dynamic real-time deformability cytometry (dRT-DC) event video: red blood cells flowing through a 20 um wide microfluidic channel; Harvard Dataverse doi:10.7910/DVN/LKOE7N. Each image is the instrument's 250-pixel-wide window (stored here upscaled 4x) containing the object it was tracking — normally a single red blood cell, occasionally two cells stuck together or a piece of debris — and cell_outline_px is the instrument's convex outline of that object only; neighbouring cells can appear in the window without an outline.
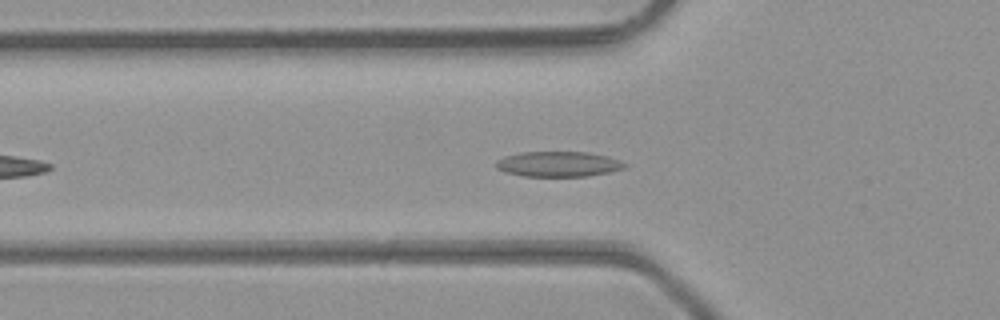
{"species": "common noctule bat (a hibernating species)", "species_latin": "Nyctalus noctula", "temperature_condition": "room temperature", "stored_images_in_passage": 31, "camera_frame_rate_fps": 3000, "um_per_image_px": 0.085, "animal": {"sex": "male", "body_mass_g": 23.1, "forearm_length_mm": 52.7}, "frame": {"image": 1, "passage_image": 3, "time_ms": 0.667, "image_size_px": [1000, 320], "cell_outline_px": [[628, 164], [624, 168], [608, 172], [588, 176], [524, 176], [504, 172], [496, 168], [496, 160], [504, 156], [520, 152], [588, 152], [608, 156], [620, 160]], "centroid_in_image_um": [47.45, 13.94], "position_along_channel_um": 78.4, "area_um2": 19.02}}
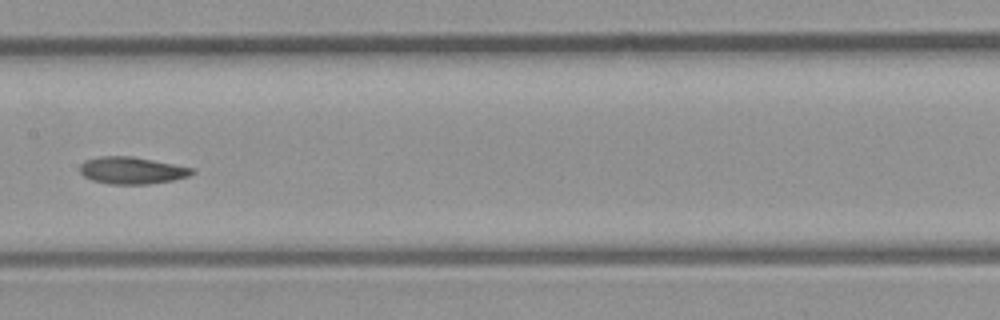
{"frame": {"image": 2, "passage_image": 11, "time_ms": 3.333, "image_size_px": [1000, 320], "cell_outline_px": [[196, 172], [192, 176], [172, 180], [148, 184], [108, 184], [92, 180], [84, 176], [80, 172], [80, 164], [84, 160], [100, 156], [132, 156], [196, 168]], "centroid_in_image_um": [11.25, 14.48], "position_along_channel_um": 196.2, "area_um2": 17.92}}
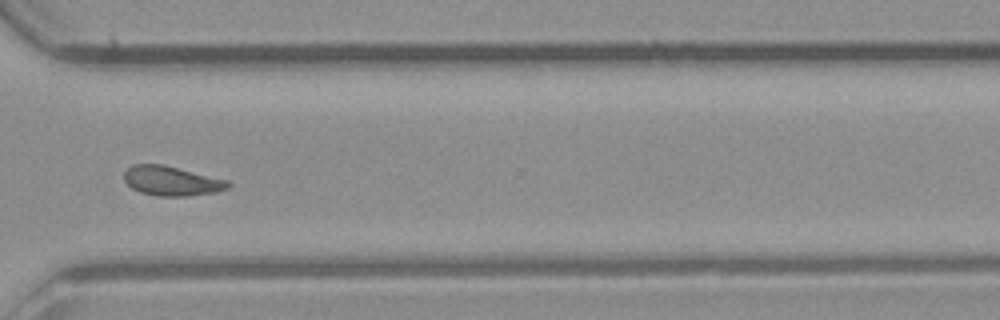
{"frame": {"image": 3, "passage_image": 22, "time_ms": 7.0, "image_size_px": [1000, 320], "cell_outline_px": [[232, 184], [228, 188], [216, 192], [188, 196], [160, 196], [140, 192], [132, 188], [124, 180], [124, 172], [132, 164], [164, 164], [228, 180]], "centroid_in_image_um": [14.6, 15.37], "position_along_channel_um": 356.0, "area_um2": 17.98}, "authors_computed_cell_mechanics": {"area_um2": 17.5134, "velocity_mm_per_s": 4.3722, "shape_relaxation_time_tau1_ms": null, "shape_relaxation_time_tau2_ms": 3.2293, "deformation_change_tau1": null, "deformation_change_tau2": 0.0959}}